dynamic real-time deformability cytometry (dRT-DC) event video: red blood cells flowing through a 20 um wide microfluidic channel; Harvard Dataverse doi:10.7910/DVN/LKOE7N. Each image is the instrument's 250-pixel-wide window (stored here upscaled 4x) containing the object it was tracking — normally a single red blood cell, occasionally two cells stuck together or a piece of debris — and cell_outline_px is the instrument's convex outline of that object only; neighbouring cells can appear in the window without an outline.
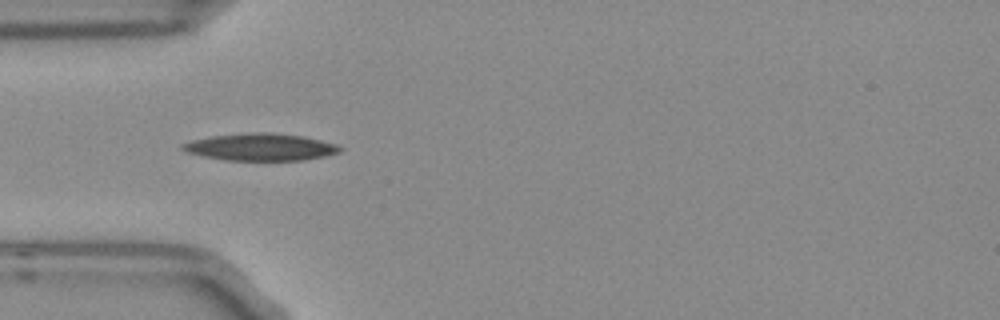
{"species": "Egyptian fruit bat (a non-hibernating species)", "species_latin": "Rousettus aegyptiacus", "temperature_condition": "room temperature", "stored_images_in_passage": 5, "camera_frame_rate_fps": 3000, "um_per_image_px": 0.085, "frame": {"image": 1, "passage_image": 1, "time_ms": 0.0, "image_size_px": [1000, 320], "cell_outline_px": [[344, 148], [340, 152], [324, 156], [304, 160], [224, 160], [204, 156], [188, 152], [180, 148], [180, 144], [192, 140], [212, 136], [252, 132], [268, 132], [300, 136], [320, 140], [336, 144]], "centroid_in_image_um": [22.14, 12.5], "position_along_channel_um": 62.9, "area_um2": 24.74}}
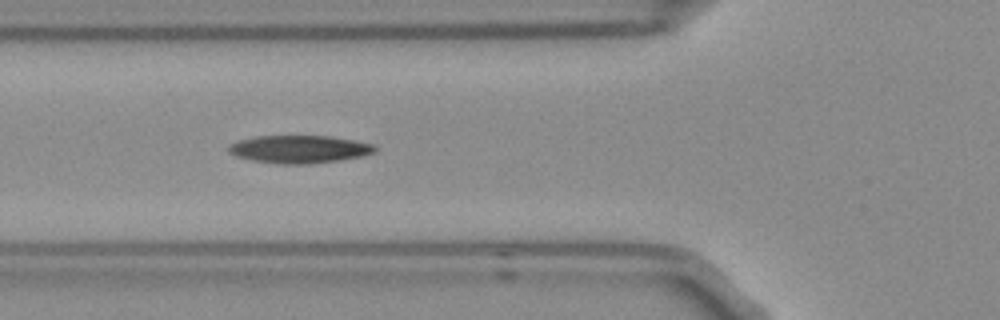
{"frame": {"image": 2, "passage_image": 2, "time_ms": 0.333, "image_size_px": [1000, 320], "cell_outline_px": [[376, 152], [360, 156], [336, 160], [304, 164], [284, 164], [252, 160], [236, 156], [228, 152], [228, 144], [240, 140], [256, 136], [332, 136], [356, 140], [376, 144]], "centroid_in_image_um": [25.45, 12.66], "position_along_channel_um": 100.3, "area_um2": 23.58}}
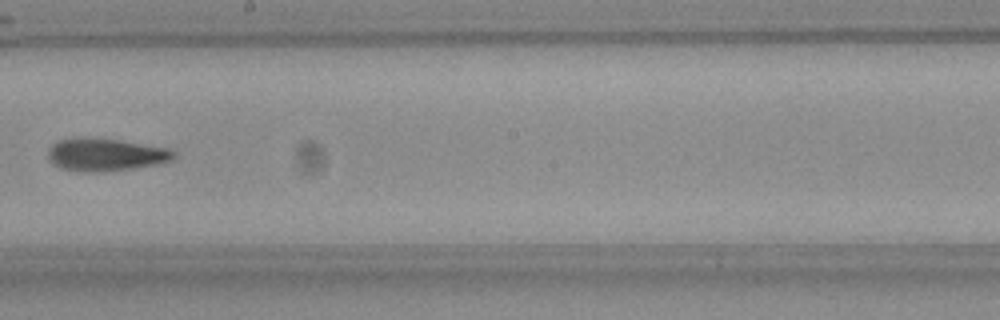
{"frame": {"image": 3, "passage_image": 5, "time_ms": 1.333, "image_size_px": [1000, 320], "cell_outline_px": [[176, 156], [172, 160], [156, 164], [128, 168], [96, 172], [80, 172], [60, 168], [52, 164], [48, 160], [48, 148], [56, 140], [84, 136], [88, 136], [116, 140], [168, 148], [176, 152]], "centroid_in_image_um": [8.89, 13.13], "position_along_channel_um": 239.3, "area_um2": 24.04}}